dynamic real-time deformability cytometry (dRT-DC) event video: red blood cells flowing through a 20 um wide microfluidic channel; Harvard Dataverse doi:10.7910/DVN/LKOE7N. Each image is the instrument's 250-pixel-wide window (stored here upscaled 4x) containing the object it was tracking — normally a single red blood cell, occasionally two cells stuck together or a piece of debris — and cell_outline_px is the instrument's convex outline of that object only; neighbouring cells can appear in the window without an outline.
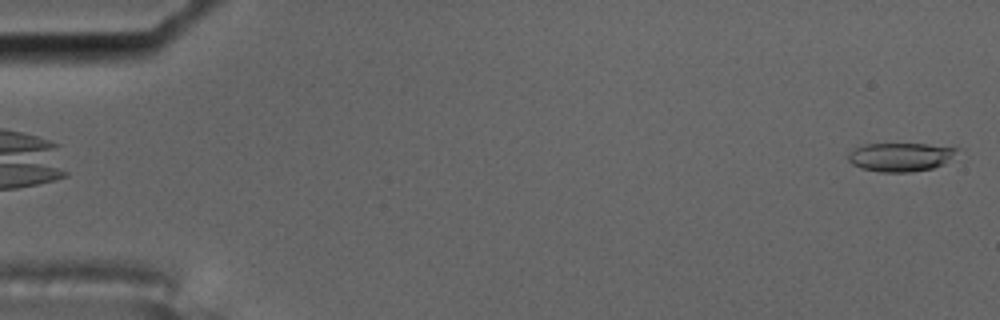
{"species": "common noctule bat (a hibernating species)", "species_latin": "Nyctalus noctula", "temperature_condition": "cold", "stored_images_in_passage": 5, "camera_frame_rate_fps": 3000, "um_per_image_px": 0.085, "animal": {"sex": "male", "body_mass_g": 17.5, "forearm_length_mm": 52.3}, "frame": {"image": 1, "passage_image": 5, "time_ms": 1.333, "image_size_px": [1000, 320], "cell_outline_px": [[964, 148], [944, 164], [932, 168], [912, 172], [880, 172], [860, 168], [852, 164], [848, 160], [848, 152], [864, 144], [928, 144]], "centroid_in_image_um": [76.59, 13.34], "position_along_channel_um": 8.4, "area_um2": 18.44}}